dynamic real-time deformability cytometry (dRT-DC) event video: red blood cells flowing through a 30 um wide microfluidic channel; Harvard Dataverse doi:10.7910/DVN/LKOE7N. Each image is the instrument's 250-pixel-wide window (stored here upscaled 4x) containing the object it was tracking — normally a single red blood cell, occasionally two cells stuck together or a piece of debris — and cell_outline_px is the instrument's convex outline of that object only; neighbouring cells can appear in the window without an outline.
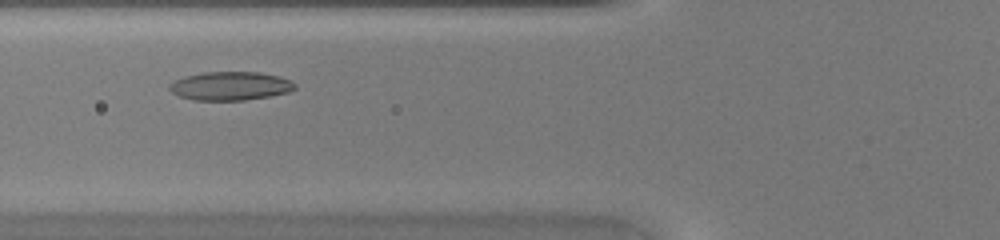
{"species": "common noctule bat (a hibernating species)", "species_latin": "Nyctalus noctula", "temperature_condition": "warm", "stored_images_in_passage": 30, "camera_frame_rate_fps": 3000, "um_per_image_px": 0.085, "animal": {"sex": "female", "body_mass_g": 20.0, "forearm_length_mm": 54.0}, "frame": {"image": 1, "passage_image": 7, "time_ms": 2.0, "image_size_px": [1000, 240], "cell_outline_px": [[296, 88], [288, 92], [272, 96], [244, 100], [192, 100], [180, 96], [172, 92], [168, 88], [168, 84], [184, 76], [204, 72], [260, 72], [280, 76], [292, 80], [296, 84]], "centroid_in_image_um": [19.6, 7.3], "position_along_channel_um": 106.2, "area_um2": 21.1}}
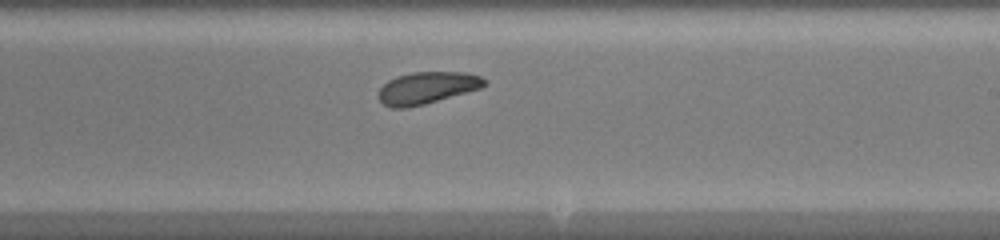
{"frame": {"image": 2, "passage_image": 17, "time_ms": 5.333, "image_size_px": [1000, 240], "cell_outline_px": [[484, 84], [480, 88], [424, 104], [408, 108], [392, 108], [384, 104], [376, 96], [376, 92], [388, 80], [396, 76], [412, 72], [464, 72], [480, 76], [484, 80]], "centroid_in_image_um": [36.21, 7.47], "position_along_channel_um": 252.8, "area_um2": 19.59}}
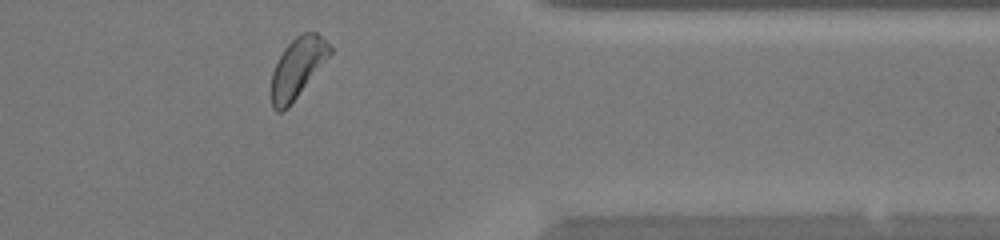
{"frame": {"image": 3, "passage_image": 27, "time_ms": 8.667, "image_size_px": [1000, 240], "cell_outline_px": [[332, 52], [288, 108], [280, 112], [276, 112], [272, 108], [272, 72], [284, 48], [296, 36], [304, 32], [316, 32], [332, 48]], "centroid_in_image_um": [25.27, 5.77], "position_along_channel_um": 386.1, "area_um2": 20.0}}